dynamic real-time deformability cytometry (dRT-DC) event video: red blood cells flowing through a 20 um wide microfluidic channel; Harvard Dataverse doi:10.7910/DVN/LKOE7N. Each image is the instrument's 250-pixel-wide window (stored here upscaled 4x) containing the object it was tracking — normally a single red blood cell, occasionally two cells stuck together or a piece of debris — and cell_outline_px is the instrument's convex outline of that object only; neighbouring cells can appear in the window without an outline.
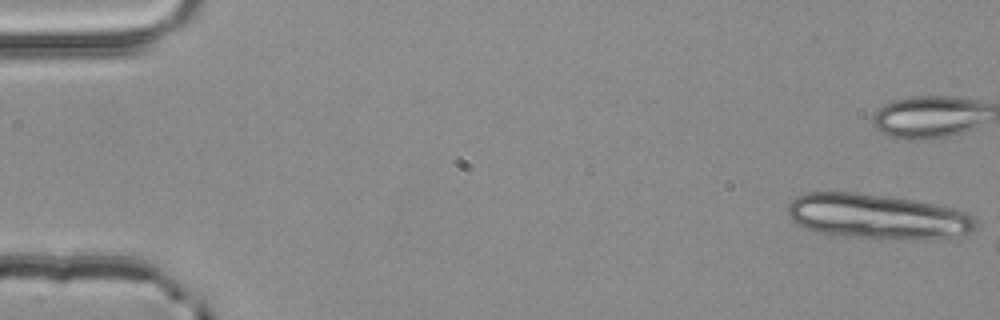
{"species": "common noctule bat (a hibernating species)", "species_latin": "Nyctalus noctula", "temperature_condition": "room temperature", "stored_images_in_passage": 3, "camera_frame_rate_fps": 3000, "um_per_image_px": 0.085, "animal": {"sex": "male", "body_mass_g": 20.4}, "frame": {"image": 1, "passage_image": 1, "time_ms": 0.0, "image_size_px": [1000, 320], "cell_outline_px": [[976, 224], [972, 232], [964, 236], [924, 240], [920, 240], [856, 236], [816, 232], [804, 228], [796, 224], [788, 216], [788, 204], [796, 196], [808, 192], [856, 192], [916, 200], [936, 204], [968, 212], [976, 220]], "centroid_in_image_um": [74.62, 18.4], "position_along_channel_um": 10.4, "area_um2": 49.53}}